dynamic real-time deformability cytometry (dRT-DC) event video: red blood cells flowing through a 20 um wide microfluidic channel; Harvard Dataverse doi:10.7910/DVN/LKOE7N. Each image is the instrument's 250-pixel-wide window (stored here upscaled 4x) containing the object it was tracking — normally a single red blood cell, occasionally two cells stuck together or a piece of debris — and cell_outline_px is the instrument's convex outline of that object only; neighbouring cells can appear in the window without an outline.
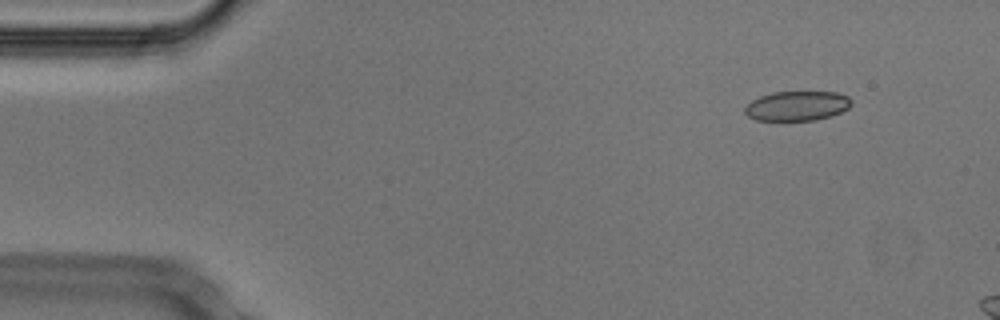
{"species": "Egyptian fruit bat (a non-hibernating species)", "species_latin": "Rousettus aegyptiacus", "temperature_condition": "cold", "stored_images_in_passage": 12, "camera_frame_rate_fps": 3000, "um_per_image_px": 0.085, "animal": {"sex": "male"}, "frame": {"image": 1, "passage_image": 6, "time_ms": 1.667, "image_size_px": [1000, 320], "cell_outline_px": [[852, 104], [848, 108], [832, 116], [816, 120], [756, 120], [748, 116], [744, 112], [744, 108], [752, 100], [760, 96], [772, 92], [836, 92], [848, 96], [852, 100]], "centroid_in_image_um": [67.76, 9.0], "position_along_channel_um": 17.2, "area_um2": 18.44}}